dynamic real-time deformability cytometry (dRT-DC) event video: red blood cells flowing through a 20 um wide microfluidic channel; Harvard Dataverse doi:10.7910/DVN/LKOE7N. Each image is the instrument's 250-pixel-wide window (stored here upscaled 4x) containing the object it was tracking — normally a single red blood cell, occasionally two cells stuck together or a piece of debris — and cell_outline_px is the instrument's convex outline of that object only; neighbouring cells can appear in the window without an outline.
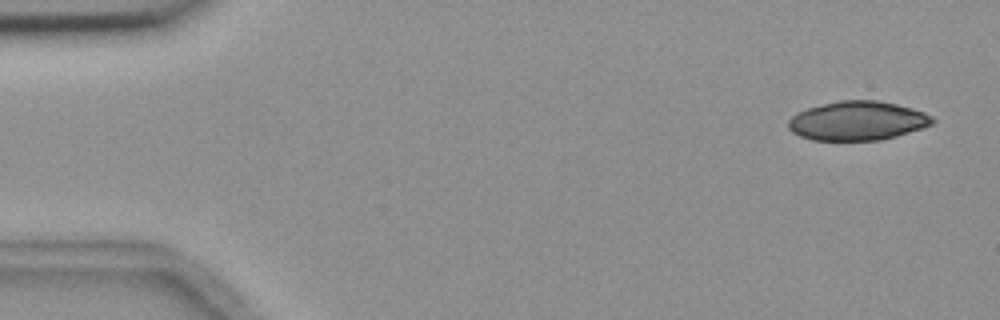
{"species": "common noctule bat (a hibernating species)", "species_latin": "Nyctalus noctula", "temperature_condition": "room temperature", "stored_images_in_passage": 8, "camera_frame_rate_fps": 3000, "um_per_image_px": 0.085, "animal": {"sex": "female", "body_mass_g": 18.4}, "frame": {"image": 1, "passage_image": 1, "time_ms": 0.0, "image_size_px": [1000, 320], "cell_outline_px": [[936, 120], [932, 124], [924, 128], [896, 136], [880, 140], [812, 140], [800, 136], [792, 132], [788, 128], [788, 120], [796, 112], [808, 108], [840, 100], [880, 100], [912, 108], [924, 112], [932, 116]], "centroid_in_image_um": [72.9, 10.27], "position_along_channel_um": 12.1, "area_um2": 32.95}}